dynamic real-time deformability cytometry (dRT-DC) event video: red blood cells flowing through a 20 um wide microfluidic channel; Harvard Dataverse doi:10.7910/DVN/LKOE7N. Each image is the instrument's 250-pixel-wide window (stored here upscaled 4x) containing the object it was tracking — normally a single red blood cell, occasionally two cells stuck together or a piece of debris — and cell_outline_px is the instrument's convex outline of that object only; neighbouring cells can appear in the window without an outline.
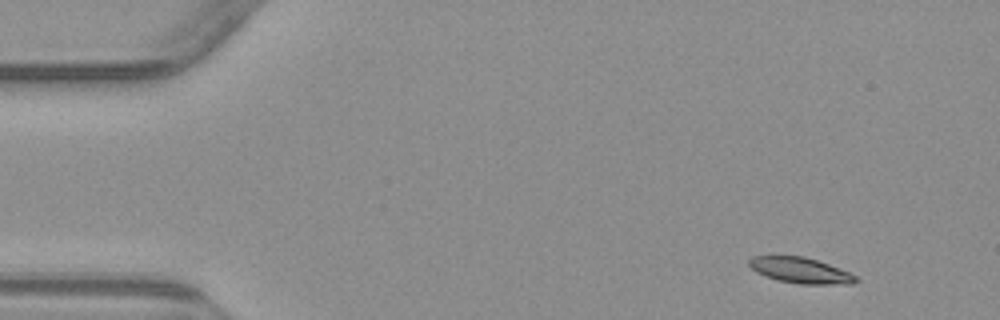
{"species": "common noctule bat (a hibernating species)", "species_latin": "Nyctalus noctula", "temperature_condition": "warm", "stored_images_in_passage": 4, "camera_frame_rate_fps": 3000, "um_per_image_px": 0.085, "animal": {"sex": "male", "body_mass_g": 23.1, "forearm_length_mm": 52.7}, "frame": {"image": 1, "passage_image": 1, "time_ms": 0.0, "image_size_px": [1000, 320], "cell_outline_px": [[860, 280], [852, 284], [800, 284], [780, 280], [756, 272], [748, 264], [748, 260], [752, 256], [772, 252], [804, 256], [828, 264], [848, 272], [856, 276]], "centroid_in_image_um": [67.96, 22.92], "position_along_channel_um": 17.0, "area_um2": 16.53}}
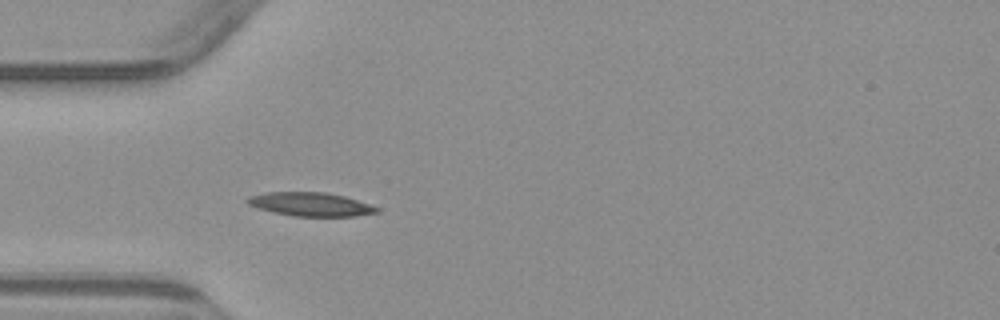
{"frame": {"image": 2, "passage_image": 4, "time_ms": 3.667, "image_size_px": [1000, 320], "cell_outline_px": [[380, 212], [352, 216], [296, 216], [276, 212], [260, 208], [248, 204], [244, 200], [248, 196], [268, 192], [328, 192], [344, 196], [380, 208]], "centroid_in_image_um": [26.4, 17.35], "position_along_channel_um": 58.6, "area_um2": 17.63}}